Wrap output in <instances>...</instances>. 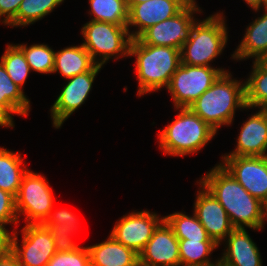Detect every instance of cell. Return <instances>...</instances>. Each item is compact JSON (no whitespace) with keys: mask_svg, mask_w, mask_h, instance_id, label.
<instances>
[{"mask_svg":"<svg viewBox=\"0 0 267 266\" xmlns=\"http://www.w3.org/2000/svg\"><path fill=\"white\" fill-rule=\"evenodd\" d=\"M96 65H99V62L94 61L81 44L55 52L53 72L59 71L62 76L68 79L91 71Z\"/></svg>","mask_w":267,"mask_h":266,"instance_id":"ffe728a7","label":"cell"},{"mask_svg":"<svg viewBox=\"0 0 267 266\" xmlns=\"http://www.w3.org/2000/svg\"><path fill=\"white\" fill-rule=\"evenodd\" d=\"M46 266H90V256L87 247L56 252Z\"/></svg>","mask_w":267,"mask_h":266,"instance_id":"1f68e13d","label":"cell"},{"mask_svg":"<svg viewBox=\"0 0 267 266\" xmlns=\"http://www.w3.org/2000/svg\"><path fill=\"white\" fill-rule=\"evenodd\" d=\"M17 221L15 197L0 189V224L17 223Z\"/></svg>","mask_w":267,"mask_h":266,"instance_id":"d6a6232c","label":"cell"},{"mask_svg":"<svg viewBox=\"0 0 267 266\" xmlns=\"http://www.w3.org/2000/svg\"><path fill=\"white\" fill-rule=\"evenodd\" d=\"M142 266H181L178 238L163 220L139 253Z\"/></svg>","mask_w":267,"mask_h":266,"instance_id":"4fadbf2b","label":"cell"},{"mask_svg":"<svg viewBox=\"0 0 267 266\" xmlns=\"http://www.w3.org/2000/svg\"><path fill=\"white\" fill-rule=\"evenodd\" d=\"M181 266H212L207 258L218 245L213 240L178 239Z\"/></svg>","mask_w":267,"mask_h":266,"instance_id":"484cf974","label":"cell"},{"mask_svg":"<svg viewBox=\"0 0 267 266\" xmlns=\"http://www.w3.org/2000/svg\"><path fill=\"white\" fill-rule=\"evenodd\" d=\"M85 42L83 47L90 53L92 59L98 54L103 56L99 65L102 66L110 56L119 52L129 55L132 38L127 25H115L103 21H90L82 29ZM125 36H128L126 39Z\"/></svg>","mask_w":267,"mask_h":266,"instance_id":"52a82bcc","label":"cell"},{"mask_svg":"<svg viewBox=\"0 0 267 266\" xmlns=\"http://www.w3.org/2000/svg\"><path fill=\"white\" fill-rule=\"evenodd\" d=\"M195 11H199V8L191 0L177 15L149 27L137 39L143 44L181 50L195 24L192 16Z\"/></svg>","mask_w":267,"mask_h":266,"instance_id":"9c48e42d","label":"cell"},{"mask_svg":"<svg viewBox=\"0 0 267 266\" xmlns=\"http://www.w3.org/2000/svg\"><path fill=\"white\" fill-rule=\"evenodd\" d=\"M0 266H19L16 256L9 251L0 257Z\"/></svg>","mask_w":267,"mask_h":266,"instance_id":"8d00e7d4","label":"cell"},{"mask_svg":"<svg viewBox=\"0 0 267 266\" xmlns=\"http://www.w3.org/2000/svg\"><path fill=\"white\" fill-rule=\"evenodd\" d=\"M262 4L265 6V10L267 9V0H262Z\"/></svg>","mask_w":267,"mask_h":266,"instance_id":"60d3db41","label":"cell"},{"mask_svg":"<svg viewBox=\"0 0 267 266\" xmlns=\"http://www.w3.org/2000/svg\"><path fill=\"white\" fill-rule=\"evenodd\" d=\"M249 6L258 11L262 5V0H245Z\"/></svg>","mask_w":267,"mask_h":266,"instance_id":"74e56055","label":"cell"},{"mask_svg":"<svg viewBox=\"0 0 267 266\" xmlns=\"http://www.w3.org/2000/svg\"><path fill=\"white\" fill-rule=\"evenodd\" d=\"M164 220L172 228L178 239L212 240L197 219L195 213L193 217H189L183 213L175 212L174 214L164 217Z\"/></svg>","mask_w":267,"mask_h":266,"instance_id":"83f0119b","label":"cell"},{"mask_svg":"<svg viewBox=\"0 0 267 266\" xmlns=\"http://www.w3.org/2000/svg\"><path fill=\"white\" fill-rule=\"evenodd\" d=\"M101 67L96 65L91 71L68 78L70 81L63 88L51 108L54 127H61L63 122L84 103Z\"/></svg>","mask_w":267,"mask_h":266,"instance_id":"5bb4252c","label":"cell"},{"mask_svg":"<svg viewBox=\"0 0 267 266\" xmlns=\"http://www.w3.org/2000/svg\"><path fill=\"white\" fill-rule=\"evenodd\" d=\"M0 105L10 114L28 115L29 100L21 87L9 77L5 67L0 61Z\"/></svg>","mask_w":267,"mask_h":266,"instance_id":"cb8c5ba5","label":"cell"},{"mask_svg":"<svg viewBox=\"0 0 267 266\" xmlns=\"http://www.w3.org/2000/svg\"><path fill=\"white\" fill-rule=\"evenodd\" d=\"M224 20L219 14L194 24L190 37L181 48V63L190 66H209L227 43ZM186 50V51H184Z\"/></svg>","mask_w":267,"mask_h":266,"instance_id":"5b68a950","label":"cell"},{"mask_svg":"<svg viewBox=\"0 0 267 266\" xmlns=\"http://www.w3.org/2000/svg\"><path fill=\"white\" fill-rule=\"evenodd\" d=\"M246 105L267 109V59L255 60L253 72L245 82Z\"/></svg>","mask_w":267,"mask_h":266,"instance_id":"d4e9b609","label":"cell"},{"mask_svg":"<svg viewBox=\"0 0 267 266\" xmlns=\"http://www.w3.org/2000/svg\"><path fill=\"white\" fill-rule=\"evenodd\" d=\"M24 53L30 69L39 73H53L55 52L47 45H17Z\"/></svg>","mask_w":267,"mask_h":266,"instance_id":"4dcf8cb0","label":"cell"},{"mask_svg":"<svg viewBox=\"0 0 267 266\" xmlns=\"http://www.w3.org/2000/svg\"><path fill=\"white\" fill-rule=\"evenodd\" d=\"M1 63L13 82L22 87L31 70L23 51L17 45H8L1 57Z\"/></svg>","mask_w":267,"mask_h":266,"instance_id":"f1b7e54d","label":"cell"},{"mask_svg":"<svg viewBox=\"0 0 267 266\" xmlns=\"http://www.w3.org/2000/svg\"><path fill=\"white\" fill-rule=\"evenodd\" d=\"M204 186L222 205L234 228L262 229L264 204L253 197L221 164L201 179Z\"/></svg>","mask_w":267,"mask_h":266,"instance_id":"6da1fadb","label":"cell"},{"mask_svg":"<svg viewBox=\"0 0 267 266\" xmlns=\"http://www.w3.org/2000/svg\"><path fill=\"white\" fill-rule=\"evenodd\" d=\"M12 114H10L2 105H0V126L13 127Z\"/></svg>","mask_w":267,"mask_h":266,"instance_id":"d590c367","label":"cell"},{"mask_svg":"<svg viewBox=\"0 0 267 266\" xmlns=\"http://www.w3.org/2000/svg\"><path fill=\"white\" fill-rule=\"evenodd\" d=\"M90 266H137L139 254L117 242L111 235L107 241L87 247Z\"/></svg>","mask_w":267,"mask_h":266,"instance_id":"d6986e66","label":"cell"},{"mask_svg":"<svg viewBox=\"0 0 267 266\" xmlns=\"http://www.w3.org/2000/svg\"><path fill=\"white\" fill-rule=\"evenodd\" d=\"M92 21H103L115 25H127L128 7L126 0H89Z\"/></svg>","mask_w":267,"mask_h":266,"instance_id":"4316f807","label":"cell"},{"mask_svg":"<svg viewBox=\"0 0 267 266\" xmlns=\"http://www.w3.org/2000/svg\"><path fill=\"white\" fill-rule=\"evenodd\" d=\"M220 266H262L259 250L244 228H235L228 235V249Z\"/></svg>","mask_w":267,"mask_h":266,"instance_id":"ac0fdd59","label":"cell"},{"mask_svg":"<svg viewBox=\"0 0 267 266\" xmlns=\"http://www.w3.org/2000/svg\"><path fill=\"white\" fill-rule=\"evenodd\" d=\"M75 217L72 212L63 209L54 213L51 212L43 223L53 236L57 252L71 251L79 248L70 238V235L76 230L77 220Z\"/></svg>","mask_w":267,"mask_h":266,"instance_id":"7402d4cb","label":"cell"},{"mask_svg":"<svg viewBox=\"0 0 267 266\" xmlns=\"http://www.w3.org/2000/svg\"><path fill=\"white\" fill-rule=\"evenodd\" d=\"M223 73L224 70L210 66H190L181 63L167 86L176 109L189 107Z\"/></svg>","mask_w":267,"mask_h":266,"instance_id":"8992f818","label":"cell"},{"mask_svg":"<svg viewBox=\"0 0 267 266\" xmlns=\"http://www.w3.org/2000/svg\"><path fill=\"white\" fill-rule=\"evenodd\" d=\"M22 249L16 233L11 236L10 251L19 266H46L57 252L51 232L43 224H27L23 230Z\"/></svg>","mask_w":267,"mask_h":266,"instance_id":"30bf717a","label":"cell"},{"mask_svg":"<svg viewBox=\"0 0 267 266\" xmlns=\"http://www.w3.org/2000/svg\"><path fill=\"white\" fill-rule=\"evenodd\" d=\"M195 202V215L207 231L208 236L217 244L235 228L218 200L203 186Z\"/></svg>","mask_w":267,"mask_h":266,"instance_id":"2e32d148","label":"cell"},{"mask_svg":"<svg viewBox=\"0 0 267 266\" xmlns=\"http://www.w3.org/2000/svg\"><path fill=\"white\" fill-rule=\"evenodd\" d=\"M235 151L226 156H267V109L259 110L243 125Z\"/></svg>","mask_w":267,"mask_h":266,"instance_id":"e0dca14e","label":"cell"},{"mask_svg":"<svg viewBox=\"0 0 267 266\" xmlns=\"http://www.w3.org/2000/svg\"><path fill=\"white\" fill-rule=\"evenodd\" d=\"M19 154L0 148V189L16 197L23 175L28 171L21 168Z\"/></svg>","mask_w":267,"mask_h":266,"instance_id":"603a6c76","label":"cell"},{"mask_svg":"<svg viewBox=\"0 0 267 266\" xmlns=\"http://www.w3.org/2000/svg\"><path fill=\"white\" fill-rule=\"evenodd\" d=\"M247 108L245 84L223 73L189 108L214 130L232 123L236 108Z\"/></svg>","mask_w":267,"mask_h":266,"instance_id":"7a4b0ae2","label":"cell"},{"mask_svg":"<svg viewBox=\"0 0 267 266\" xmlns=\"http://www.w3.org/2000/svg\"><path fill=\"white\" fill-rule=\"evenodd\" d=\"M163 220L164 218L160 220L156 214L149 211L133 212L124 216L115 225L110 235L117 242L139 254Z\"/></svg>","mask_w":267,"mask_h":266,"instance_id":"7c38bea8","label":"cell"},{"mask_svg":"<svg viewBox=\"0 0 267 266\" xmlns=\"http://www.w3.org/2000/svg\"><path fill=\"white\" fill-rule=\"evenodd\" d=\"M11 249V235L5 229V226L0 224V257L7 254Z\"/></svg>","mask_w":267,"mask_h":266,"instance_id":"e575fe53","label":"cell"},{"mask_svg":"<svg viewBox=\"0 0 267 266\" xmlns=\"http://www.w3.org/2000/svg\"><path fill=\"white\" fill-rule=\"evenodd\" d=\"M266 13L256 19L246 31L244 38L233 58L255 57V60L267 59V9Z\"/></svg>","mask_w":267,"mask_h":266,"instance_id":"44dd1931","label":"cell"},{"mask_svg":"<svg viewBox=\"0 0 267 266\" xmlns=\"http://www.w3.org/2000/svg\"><path fill=\"white\" fill-rule=\"evenodd\" d=\"M264 214L266 218L267 217V201L264 203Z\"/></svg>","mask_w":267,"mask_h":266,"instance_id":"ab89813d","label":"cell"},{"mask_svg":"<svg viewBox=\"0 0 267 266\" xmlns=\"http://www.w3.org/2000/svg\"><path fill=\"white\" fill-rule=\"evenodd\" d=\"M64 0H22L16 15V26L31 24L50 13Z\"/></svg>","mask_w":267,"mask_h":266,"instance_id":"f546056e","label":"cell"},{"mask_svg":"<svg viewBox=\"0 0 267 266\" xmlns=\"http://www.w3.org/2000/svg\"><path fill=\"white\" fill-rule=\"evenodd\" d=\"M144 1H146V0H126V4H127V7H128V10H129L133 5L143 3Z\"/></svg>","mask_w":267,"mask_h":266,"instance_id":"f35d334b","label":"cell"},{"mask_svg":"<svg viewBox=\"0 0 267 266\" xmlns=\"http://www.w3.org/2000/svg\"><path fill=\"white\" fill-rule=\"evenodd\" d=\"M191 0H146L135 4L128 10V23L138 26L139 30L131 33L137 39L149 27L177 15Z\"/></svg>","mask_w":267,"mask_h":266,"instance_id":"9a60e30c","label":"cell"},{"mask_svg":"<svg viewBox=\"0 0 267 266\" xmlns=\"http://www.w3.org/2000/svg\"><path fill=\"white\" fill-rule=\"evenodd\" d=\"M53 200L45 178L28 170L15 197L17 215L25 213L28 224H43L52 212Z\"/></svg>","mask_w":267,"mask_h":266,"instance_id":"ba28073f","label":"cell"},{"mask_svg":"<svg viewBox=\"0 0 267 266\" xmlns=\"http://www.w3.org/2000/svg\"><path fill=\"white\" fill-rule=\"evenodd\" d=\"M180 109L177 118L159 134L160 147L164 153L173 156L200 150L216 133L189 107Z\"/></svg>","mask_w":267,"mask_h":266,"instance_id":"277c9868","label":"cell"},{"mask_svg":"<svg viewBox=\"0 0 267 266\" xmlns=\"http://www.w3.org/2000/svg\"><path fill=\"white\" fill-rule=\"evenodd\" d=\"M180 51L168 46L143 44L138 39L131 40L129 55L137 56L138 95L159 90L164 85L167 88L171 77L181 65Z\"/></svg>","mask_w":267,"mask_h":266,"instance_id":"3957f363","label":"cell"},{"mask_svg":"<svg viewBox=\"0 0 267 266\" xmlns=\"http://www.w3.org/2000/svg\"><path fill=\"white\" fill-rule=\"evenodd\" d=\"M221 164L253 197L267 201V156H224Z\"/></svg>","mask_w":267,"mask_h":266,"instance_id":"8fae6325","label":"cell"},{"mask_svg":"<svg viewBox=\"0 0 267 266\" xmlns=\"http://www.w3.org/2000/svg\"><path fill=\"white\" fill-rule=\"evenodd\" d=\"M22 0H0V17L6 15L3 23L16 26V15Z\"/></svg>","mask_w":267,"mask_h":266,"instance_id":"836d02e7","label":"cell"}]
</instances>
